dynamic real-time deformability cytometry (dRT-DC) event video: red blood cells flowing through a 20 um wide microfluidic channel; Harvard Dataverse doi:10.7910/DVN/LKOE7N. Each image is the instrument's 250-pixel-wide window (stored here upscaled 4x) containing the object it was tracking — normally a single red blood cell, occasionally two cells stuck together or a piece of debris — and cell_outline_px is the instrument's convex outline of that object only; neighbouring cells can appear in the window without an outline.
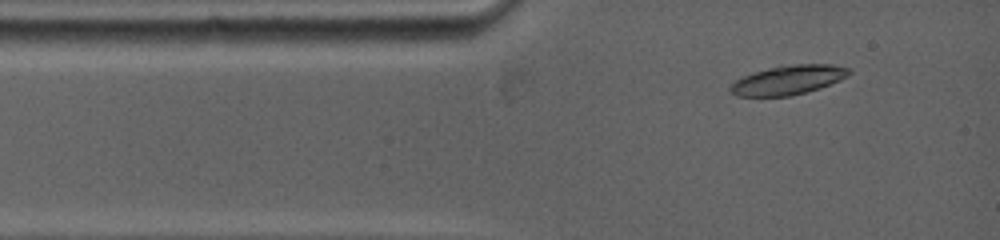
{"species": "common noctule bat (a hibernating species)", "species_latin": "Nyctalus noctula", "temperature_condition": "warm", "stored_images_in_passage": 2, "camera_frame_rate_fps": 5000, "um_per_image_px": 0.085, "animal": {"sex": "female", "body_mass_g": 19.0, "forearm_length_mm": 53.3}, "frame": {"image": 1, "passage_image": 2, "time_ms": 0.4, "image_size_px": [1000, 240], "cell_outline_px": [[852, 72], [848, 76], [840, 80], [820, 88], [788, 96], [736, 96], [728, 88], [736, 80], [744, 76], [780, 64], [832, 64], [848, 68]], "centroid_in_image_um": [67.02, 6.78], "position_along_channel_um": 18.0, "area_um2": 20.17}}